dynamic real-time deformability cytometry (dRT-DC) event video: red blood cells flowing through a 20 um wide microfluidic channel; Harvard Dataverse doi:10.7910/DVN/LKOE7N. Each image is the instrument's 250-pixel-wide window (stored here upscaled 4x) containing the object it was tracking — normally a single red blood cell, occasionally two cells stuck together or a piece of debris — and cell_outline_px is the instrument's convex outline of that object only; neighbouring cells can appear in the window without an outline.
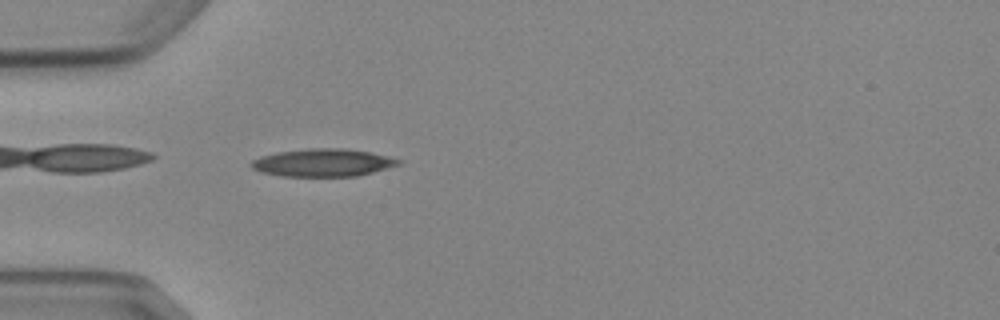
{"species": "Egyptian fruit bat (a non-hibernating species)", "species_latin": "Rousettus aegyptiacus", "temperature_condition": "cold", "stored_images_in_passage": 5, "camera_frame_rate_fps": 3000, "um_per_image_px": 0.085, "animal": {"sex": "female"}, "frame": {"image": 1, "passage_image": 5, "time_ms": 5.333, "image_size_px": [1000, 320], "cell_outline_px": [[404, 160], [400, 164], [372, 172], [356, 176], [280, 176], [264, 172], [252, 168], [248, 164], [252, 160], [260, 156], [280, 152], [312, 148], [340, 148], [368, 152], [388, 156]], "centroid_in_image_um": [27.44, 13.83], "position_along_channel_um": 57.6, "area_um2": 23.52}}